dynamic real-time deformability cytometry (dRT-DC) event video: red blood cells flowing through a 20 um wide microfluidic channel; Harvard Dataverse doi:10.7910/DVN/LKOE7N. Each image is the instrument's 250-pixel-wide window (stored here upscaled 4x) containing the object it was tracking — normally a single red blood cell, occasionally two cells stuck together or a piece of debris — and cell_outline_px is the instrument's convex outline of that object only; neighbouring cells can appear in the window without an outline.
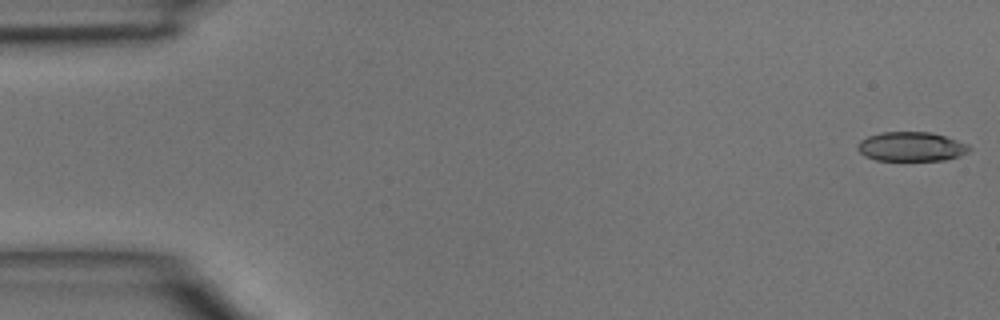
{"species": "common noctule bat (a hibernating species)", "species_latin": "Nyctalus noctula", "temperature_condition": "room temperature", "stored_images_in_passage": 46, "camera_frame_rate_fps": 3000, "um_per_image_px": 0.085, "animal": {"sex": "male", "body_mass_g": 15.6}, "frame": {"image": 1, "passage_image": 1, "time_ms": 0.0, "image_size_px": [1000, 320], "cell_outline_px": [[972, 148], [968, 152], [960, 156], [944, 160], [876, 160], [864, 156], [856, 148], [860, 140], [868, 136], [880, 132], [932, 132], [968, 144]], "centroid_in_image_um": [77.45, 12.46], "position_along_channel_um": 7.5, "area_um2": 19.13}}
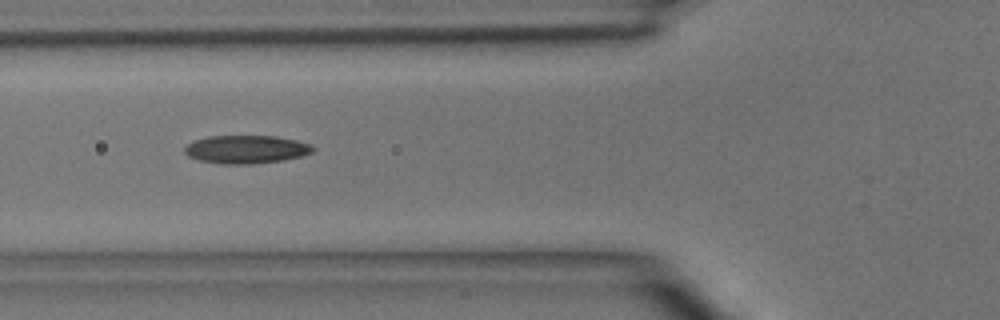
{"frame": {"image": 2, "passage_image": 17, "time_ms": 5.333, "image_size_px": [1000, 320], "cell_outline_px": [[316, 148], [312, 152], [300, 156], [284, 160], [252, 164], [220, 164], [200, 160], [188, 156], [184, 152], [184, 148], [188, 144], [196, 140], [208, 136], [276, 136], [296, 140], [312, 144]], "centroid_in_image_um": [20.95, 12.7], "position_along_channel_um": 104.9, "area_um2": 21.1}}
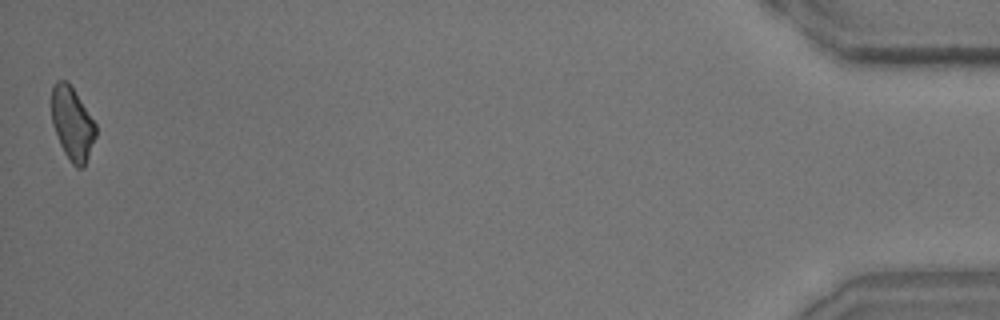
{"frame": {"image": 3, "passage_image": 46, "time_ms": 15.0, "image_size_px": [1000, 320], "cell_outline_px": [[96, 136], [84, 168], [76, 168], [72, 164], [64, 152], [60, 144], [52, 124], [52, 88], [56, 80], [68, 80], [96, 124]], "centroid_in_image_um": [6.15, 10.51], "position_along_channel_um": 429.1, "area_um2": 18.84}}